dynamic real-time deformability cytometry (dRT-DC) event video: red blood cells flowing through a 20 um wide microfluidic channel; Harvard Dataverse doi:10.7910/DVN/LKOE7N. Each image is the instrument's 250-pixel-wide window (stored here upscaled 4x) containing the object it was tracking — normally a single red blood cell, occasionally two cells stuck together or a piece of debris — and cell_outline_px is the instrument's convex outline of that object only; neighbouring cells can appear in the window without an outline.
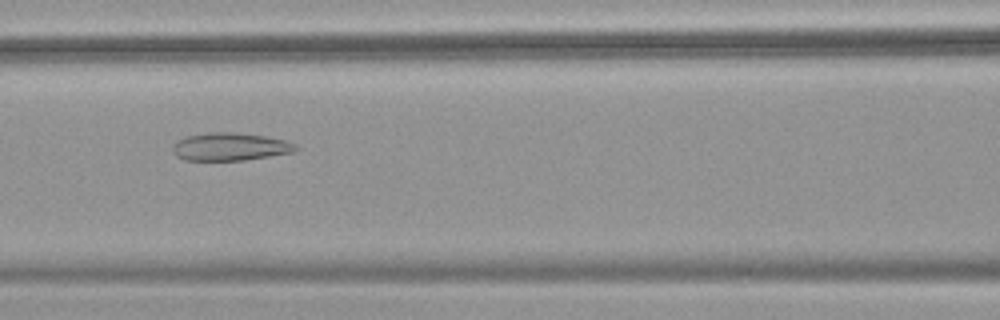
{"species": "common noctule bat (a hibernating species)", "species_latin": "Nyctalus noctula", "temperature_condition": "warm", "stored_images_in_passage": 53, "camera_frame_rate_fps": 3000, "um_per_image_px": 0.085, "animal": {"sex": "female", "body_mass_g": 18.4}, "frame": {"image": 1, "passage_image": 24, "time_ms": 7.667, "image_size_px": [1000, 320], "cell_outline_px": [[300, 148], [292, 152], [244, 160], [184, 160], [176, 156], [172, 148], [180, 140], [188, 136], [208, 132], [232, 132], [264, 136], [284, 140], [296, 144]], "centroid_in_image_um": [19.58, 12.47], "position_along_channel_um": 147.0, "area_um2": 19.65}}
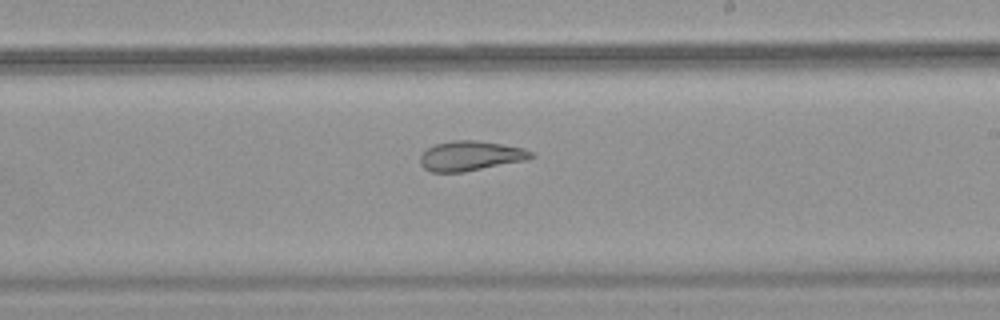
{"frame": {"image": 2, "passage_image": 32, "time_ms": 10.333, "image_size_px": [1000, 320], "cell_outline_px": [[536, 156], [524, 160], [464, 172], [432, 172], [424, 168], [420, 164], [420, 156], [428, 148], [436, 144], [452, 140], [476, 140], [524, 148], [532, 152]], "centroid_in_image_um": [39.98, 13.25], "position_along_channel_um": 249.0, "area_um2": 19.07}}
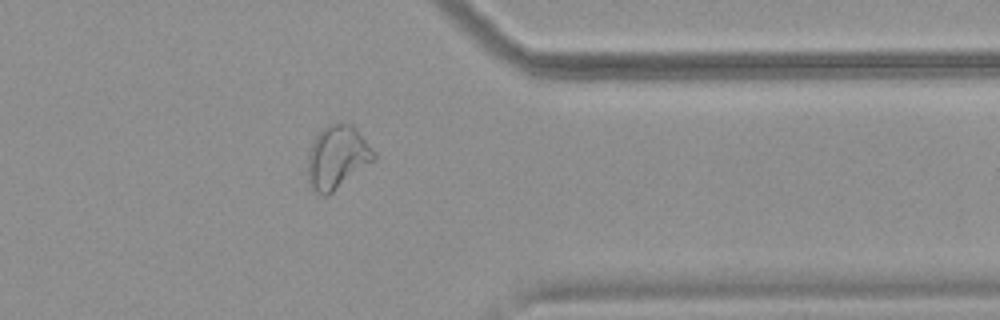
{"frame": {"image": 3, "passage_image": 43, "time_ms": 14.0, "image_size_px": [1000, 320], "cell_outline_px": [[376, 160], [328, 196], [320, 196], [308, 184], [308, 156], [312, 140], [328, 124], [352, 124], [356, 128], [376, 152]], "centroid_in_image_um": [28.68, 13.4], "position_along_channel_um": 382.7, "area_um2": 24.62}, "authors_computed_cell_mechanics": {"area_um2": 25.2008, "velocity_mm_per_s": 3.8447, "shape_relaxation_time_tau1_ms": null, "shape_relaxation_time_tau2_ms": 1.9234, "deformation_change_tau1": null, "deformation_change_tau2": 0.0936}}